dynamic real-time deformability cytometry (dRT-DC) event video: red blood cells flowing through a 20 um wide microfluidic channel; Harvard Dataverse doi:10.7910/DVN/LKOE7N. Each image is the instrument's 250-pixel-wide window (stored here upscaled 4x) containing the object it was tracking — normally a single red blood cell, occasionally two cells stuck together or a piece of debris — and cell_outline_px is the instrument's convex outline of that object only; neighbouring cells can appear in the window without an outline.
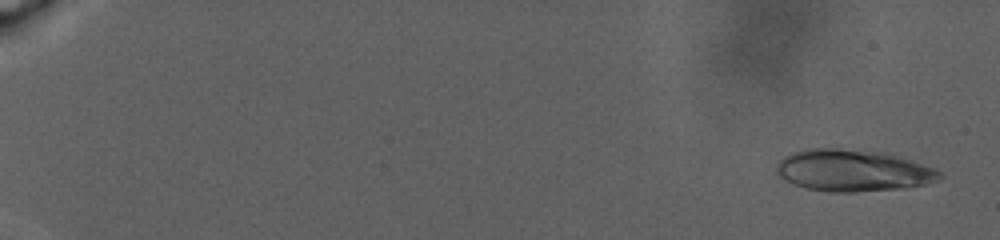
{"species": "human", "species_latin": "Homo sapiens", "temperature_condition": "warm", "stored_images_in_passage": 108, "camera_frame_rate_fps": 3000, "um_per_image_px": 0.085, "donor": {"sex": "male"}, "frame": {"image": 1, "passage_image": 4, "time_ms": 1.0, "image_size_px": [1000, 240], "cell_outline_px": [[944, 176], [940, 180], [928, 184], [904, 188], [852, 192], [828, 192], [808, 188], [784, 180], [776, 172], [776, 164], [784, 156], [792, 152], [804, 148], [840, 148], [876, 152], [908, 160], [936, 168]], "centroid_in_image_um": [72.48, 14.5], "position_along_channel_um": 12.5, "area_um2": 39.54}}
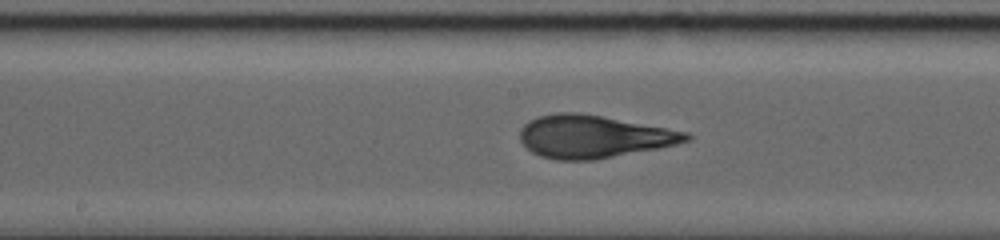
{"frame": {"image": 2, "passage_image": 62, "time_ms": 19.333, "image_size_px": [1000, 240], "cell_outline_px": [[692, 136], [688, 140], [676, 144], [596, 160], [556, 160], [540, 156], [532, 152], [520, 140], [520, 128], [528, 120], [540, 116], [556, 112], [576, 112], [600, 116], [688, 132]], "centroid_in_image_um": [50.39, 11.61], "position_along_channel_um": 197.8, "area_um2": 40.98}}
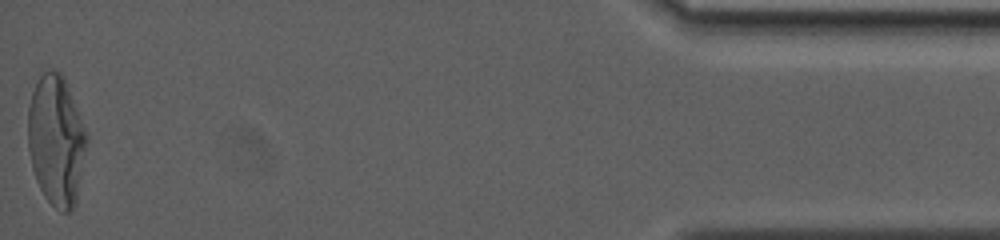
{"frame": {"image": 3, "passage_image": 108, "time_ms": 33.333, "image_size_px": [1000, 240], "cell_outline_px": [[88, 140], [76, 204], [68, 212], [60, 212], [44, 196], [36, 180], [32, 168], [28, 148], [28, 108], [32, 92], [40, 76], [44, 72], [52, 68], [60, 72], [64, 76], [88, 136]], "centroid_in_image_um": [4.78, 11.94], "position_along_channel_um": 430.4, "area_um2": 44.74}, "authors_computed_cell_mechanics": {"area_um2": 39.6508, "velocity_mm_per_s": 2.1819, "shape_relaxation_time_tau1_ms": 9.5205, "shape_relaxation_time_tau2_ms": 1.4783, "deformation_change_tau1": 0.2807, "deformation_change_tau2": 0.0841}}